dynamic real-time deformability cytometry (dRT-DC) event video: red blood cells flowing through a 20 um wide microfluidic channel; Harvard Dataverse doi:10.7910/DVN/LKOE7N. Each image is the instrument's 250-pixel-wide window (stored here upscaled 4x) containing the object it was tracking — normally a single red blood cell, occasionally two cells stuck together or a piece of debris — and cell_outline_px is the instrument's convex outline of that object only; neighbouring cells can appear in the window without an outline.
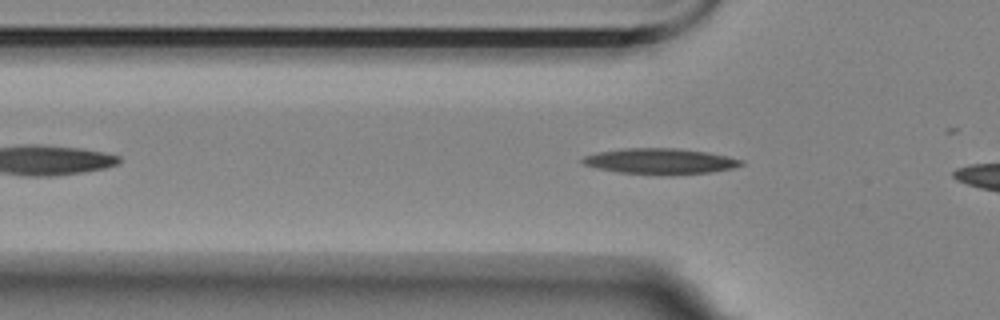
{"species": "Egyptian fruit bat (a non-hibernating species)", "species_latin": "Rousettus aegyptiacus", "temperature_condition": "room temperature", "stored_images_in_passage": 14, "camera_frame_rate_fps": 3000, "um_per_image_px": 0.085, "animal": {"sex": "female"}, "frame": {"image": 1, "passage_image": 7, "time_ms": 2.0, "image_size_px": [1000, 320], "cell_outline_px": [[744, 164], [732, 168], [712, 172], [616, 172], [596, 168], [584, 164], [580, 160], [584, 156], [596, 152], [624, 148], [676, 148], [708, 152], [728, 156], [744, 160]], "centroid_in_image_um": [56.09, 13.65], "position_along_channel_um": 69.7, "area_um2": 22.83}}
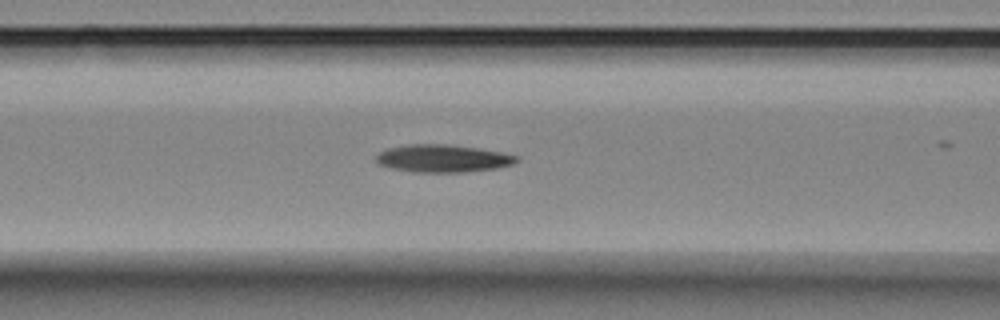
{"frame": {"image": 2, "passage_image": 12, "time_ms": 3.667, "image_size_px": [1000, 320], "cell_outline_px": [[520, 160], [512, 164], [496, 168], [464, 172], [412, 172], [392, 168], [380, 164], [376, 160], [376, 156], [380, 152], [388, 148], [408, 144], [448, 144], [476, 148], [500, 152], [520, 156]], "centroid_in_image_um": [37.66, 13.46], "position_along_channel_um": 128.9, "area_um2": 22.48}}